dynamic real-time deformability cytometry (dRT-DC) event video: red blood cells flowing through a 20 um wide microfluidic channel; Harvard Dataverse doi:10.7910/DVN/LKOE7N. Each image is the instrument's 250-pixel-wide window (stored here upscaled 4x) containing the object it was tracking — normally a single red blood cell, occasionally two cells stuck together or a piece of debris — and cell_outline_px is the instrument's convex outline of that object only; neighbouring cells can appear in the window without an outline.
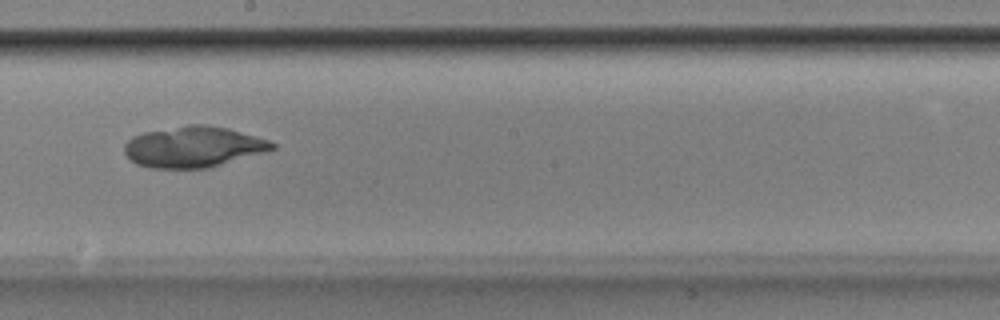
{"species": "Egyptian fruit bat (a non-hibernating species)", "species_latin": "Rousettus aegyptiacus", "temperature_condition": "room temperature", "stored_images_in_passage": 23, "camera_frame_rate_fps": 3000, "um_per_image_px": 0.085, "animal": {"sex": "male"}, "frame": {"image": 1, "passage_image": 15, "time_ms": 4.667, "image_size_px": [1000, 320], "cell_outline_px": [[276, 148], [264, 152], [208, 168], [148, 168], [136, 164], [124, 152], [124, 144], [132, 136], [144, 132], [188, 124], [208, 124], [228, 128], [268, 140], [276, 144]], "centroid_in_image_um": [16.42, 12.48], "position_along_channel_um": 231.8, "area_um2": 35.2}}
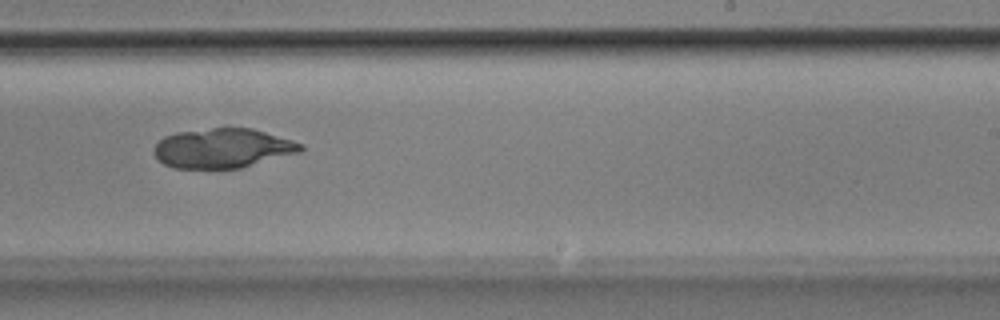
{"frame": {"image": 2, "passage_image": 18, "time_ms": 5.667, "image_size_px": [1000, 320], "cell_outline_px": [[304, 148], [300, 152], [240, 168], [172, 168], [164, 164], [152, 152], [156, 144], [164, 136], [176, 132], [212, 128], [252, 128], [292, 140], [304, 144]], "centroid_in_image_um": [18.92, 12.6], "position_along_channel_um": 270.1, "area_um2": 33.7}}
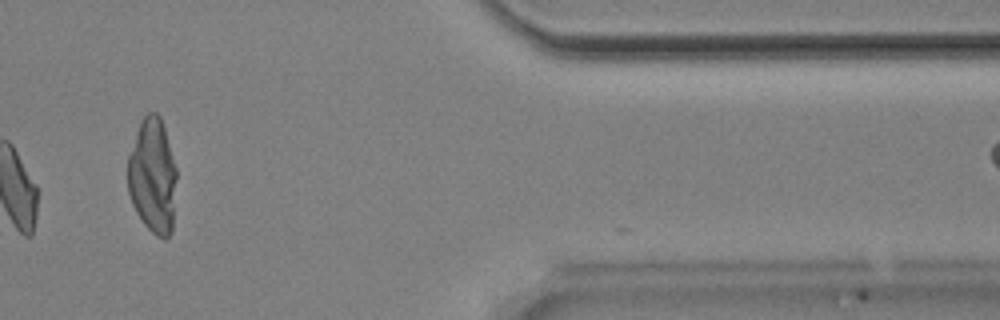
{"frame": {"image": 3, "passage_image": 22, "time_ms": 7.0, "image_size_px": [1000, 320], "cell_outline_px": [[176, 180], [172, 232], [164, 240], [156, 236], [144, 224], [136, 212], [132, 204], [128, 192], [128, 156], [140, 120], [148, 112], [156, 112], [160, 116], [164, 128], [176, 168]], "centroid_in_image_um": [12.97, 14.97], "position_along_channel_um": 398.4, "area_um2": 32.83}}